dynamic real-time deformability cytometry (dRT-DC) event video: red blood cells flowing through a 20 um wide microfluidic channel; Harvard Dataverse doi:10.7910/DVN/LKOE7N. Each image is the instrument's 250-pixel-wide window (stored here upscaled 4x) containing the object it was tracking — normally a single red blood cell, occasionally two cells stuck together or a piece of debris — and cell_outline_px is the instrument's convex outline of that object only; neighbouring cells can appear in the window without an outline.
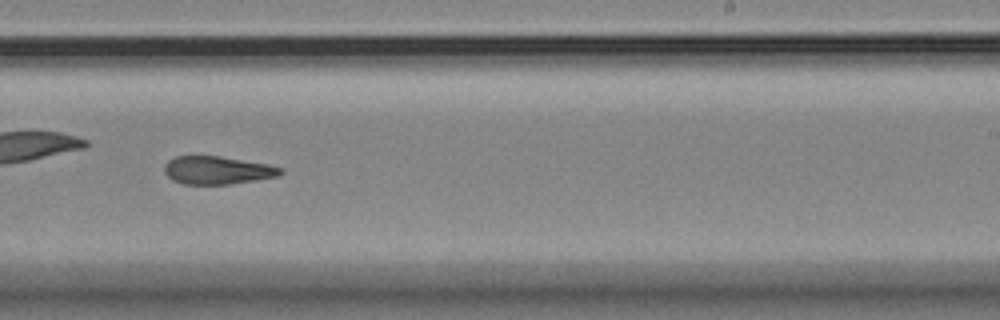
{"species": "Egyptian fruit bat (a non-hibernating species)", "species_latin": "Rousettus aegyptiacus", "temperature_condition": "room temperature", "stored_images_in_passage": 37, "camera_frame_rate_fps": 3000, "um_per_image_px": 0.085, "animal": {"sex": "female"}, "frame": {"image": 1, "passage_image": 22, "time_ms": 7.0, "image_size_px": [1000, 320], "cell_outline_px": [[284, 172], [280, 176], [232, 184], [184, 184], [172, 180], [164, 172], [164, 164], [168, 160], [176, 156], [220, 156], [268, 164], [284, 168]], "centroid_in_image_um": [18.5, 14.47], "position_along_channel_um": 270.5, "area_um2": 19.13}, "authors_computed_cell_mechanics": {"area_um2": 19.941, "velocity_mm_per_s": 3.6606, "shape_relaxation_time_tau1_ms": null, "shape_relaxation_time_tau2_ms": 3.6252, "deformation_change_tau1": null, "deformation_change_tau2": 0.1169}}